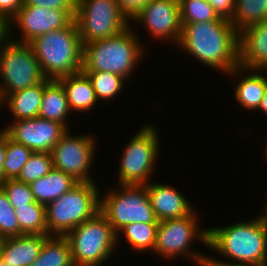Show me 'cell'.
<instances>
[{"label": "cell", "instance_id": "1", "mask_svg": "<svg viewBox=\"0 0 267 266\" xmlns=\"http://www.w3.org/2000/svg\"><path fill=\"white\" fill-rule=\"evenodd\" d=\"M181 24L180 48L225 74L239 66V33L230 20Z\"/></svg>", "mask_w": 267, "mask_h": 266}, {"label": "cell", "instance_id": "2", "mask_svg": "<svg viewBox=\"0 0 267 266\" xmlns=\"http://www.w3.org/2000/svg\"><path fill=\"white\" fill-rule=\"evenodd\" d=\"M208 247L237 263L267 266V223L260 217L208 228Z\"/></svg>", "mask_w": 267, "mask_h": 266}, {"label": "cell", "instance_id": "3", "mask_svg": "<svg viewBox=\"0 0 267 266\" xmlns=\"http://www.w3.org/2000/svg\"><path fill=\"white\" fill-rule=\"evenodd\" d=\"M47 79L82 71L83 45L75 20L68 26L36 37L29 43Z\"/></svg>", "mask_w": 267, "mask_h": 266}, {"label": "cell", "instance_id": "4", "mask_svg": "<svg viewBox=\"0 0 267 266\" xmlns=\"http://www.w3.org/2000/svg\"><path fill=\"white\" fill-rule=\"evenodd\" d=\"M132 27L122 33L83 44L82 71H104L115 73L127 80L134 67L143 59L144 46Z\"/></svg>", "mask_w": 267, "mask_h": 266}, {"label": "cell", "instance_id": "5", "mask_svg": "<svg viewBox=\"0 0 267 266\" xmlns=\"http://www.w3.org/2000/svg\"><path fill=\"white\" fill-rule=\"evenodd\" d=\"M100 193L94 182H78L60 198L48 203V236H66L72 229L100 211Z\"/></svg>", "mask_w": 267, "mask_h": 266}, {"label": "cell", "instance_id": "6", "mask_svg": "<svg viewBox=\"0 0 267 266\" xmlns=\"http://www.w3.org/2000/svg\"><path fill=\"white\" fill-rule=\"evenodd\" d=\"M66 237L74 266H100L117 247V234L101 211L76 226Z\"/></svg>", "mask_w": 267, "mask_h": 266}, {"label": "cell", "instance_id": "7", "mask_svg": "<svg viewBox=\"0 0 267 266\" xmlns=\"http://www.w3.org/2000/svg\"><path fill=\"white\" fill-rule=\"evenodd\" d=\"M0 103L11 93L41 83L45 77L29 43L0 42Z\"/></svg>", "mask_w": 267, "mask_h": 266}, {"label": "cell", "instance_id": "8", "mask_svg": "<svg viewBox=\"0 0 267 266\" xmlns=\"http://www.w3.org/2000/svg\"><path fill=\"white\" fill-rule=\"evenodd\" d=\"M100 198V211L117 234V245L121 240L119 231L129 223L159 224L145 185L121 184ZM118 190V191H117Z\"/></svg>", "mask_w": 267, "mask_h": 266}, {"label": "cell", "instance_id": "9", "mask_svg": "<svg viewBox=\"0 0 267 266\" xmlns=\"http://www.w3.org/2000/svg\"><path fill=\"white\" fill-rule=\"evenodd\" d=\"M194 212L184 217L159 221L153 253L167 259L185 255L197 262L199 266H205L208 255L205 256L193 250L191 252L189 249V245L195 239L201 241L202 245L208 246V228L198 227L197 215Z\"/></svg>", "mask_w": 267, "mask_h": 266}, {"label": "cell", "instance_id": "10", "mask_svg": "<svg viewBox=\"0 0 267 266\" xmlns=\"http://www.w3.org/2000/svg\"><path fill=\"white\" fill-rule=\"evenodd\" d=\"M74 20L81 43L114 37L128 27L116 0H77Z\"/></svg>", "mask_w": 267, "mask_h": 266}, {"label": "cell", "instance_id": "11", "mask_svg": "<svg viewBox=\"0 0 267 266\" xmlns=\"http://www.w3.org/2000/svg\"><path fill=\"white\" fill-rule=\"evenodd\" d=\"M158 132L153 125L143 126L129 141L119 165V185L149 183L158 156ZM151 174V175H150Z\"/></svg>", "mask_w": 267, "mask_h": 266}, {"label": "cell", "instance_id": "12", "mask_svg": "<svg viewBox=\"0 0 267 266\" xmlns=\"http://www.w3.org/2000/svg\"><path fill=\"white\" fill-rule=\"evenodd\" d=\"M95 146L91 134L71 136L68 130L50 152L52 165L78 182H93L89 169L93 163Z\"/></svg>", "mask_w": 267, "mask_h": 266}, {"label": "cell", "instance_id": "13", "mask_svg": "<svg viewBox=\"0 0 267 266\" xmlns=\"http://www.w3.org/2000/svg\"><path fill=\"white\" fill-rule=\"evenodd\" d=\"M75 11L23 5L10 20V28L11 24H17L22 36L15 41L30 43L38 36L68 26L74 20Z\"/></svg>", "mask_w": 267, "mask_h": 266}, {"label": "cell", "instance_id": "14", "mask_svg": "<svg viewBox=\"0 0 267 266\" xmlns=\"http://www.w3.org/2000/svg\"><path fill=\"white\" fill-rule=\"evenodd\" d=\"M63 124L36 117L17 120L3 130L15 142L25 145L33 152H51L55 144L68 131Z\"/></svg>", "mask_w": 267, "mask_h": 266}, {"label": "cell", "instance_id": "15", "mask_svg": "<svg viewBox=\"0 0 267 266\" xmlns=\"http://www.w3.org/2000/svg\"><path fill=\"white\" fill-rule=\"evenodd\" d=\"M133 21L144 23L156 39L179 43L182 34L179 0H151Z\"/></svg>", "mask_w": 267, "mask_h": 266}, {"label": "cell", "instance_id": "16", "mask_svg": "<svg viewBox=\"0 0 267 266\" xmlns=\"http://www.w3.org/2000/svg\"><path fill=\"white\" fill-rule=\"evenodd\" d=\"M239 66L267 71V20L239 32Z\"/></svg>", "mask_w": 267, "mask_h": 266}, {"label": "cell", "instance_id": "17", "mask_svg": "<svg viewBox=\"0 0 267 266\" xmlns=\"http://www.w3.org/2000/svg\"><path fill=\"white\" fill-rule=\"evenodd\" d=\"M144 185L158 221L184 217L193 212L189 201L174 187L163 183H147Z\"/></svg>", "mask_w": 267, "mask_h": 266}, {"label": "cell", "instance_id": "18", "mask_svg": "<svg viewBox=\"0 0 267 266\" xmlns=\"http://www.w3.org/2000/svg\"><path fill=\"white\" fill-rule=\"evenodd\" d=\"M48 235L23 234L1 239L0 258L11 266H30L39 256Z\"/></svg>", "mask_w": 267, "mask_h": 266}, {"label": "cell", "instance_id": "19", "mask_svg": "<svg viewBox=\"0 0 267 266\" xmlns=\"http://www.w3.org/2000/svg\"><path fill=\"white\" fill-rule=\"evenodd\" d=\"M57 80L64 88L70 111H89L97 104L96 92L85 72L80 71Z\"/></svg>", "mask_w": 267, "mask_h": 266}, {"label": "cell", "instance_id": "20", "mask_svg": "<svg viewBox=\"0 0 267 266\" xmlns=\"http://www.w3.org/2000/svg\"><path fill=\"white\" fill-rule=\"evenodd\" d=\"M244 71L250 72V75L245 74V78L241 79L235 86V98L244 108L251 111L257 110L267 89V77L263 75L264 70L262 72V70L246 69L241 66L235 67L227 74L234 76L235 74L245 73Z\"/></svg>", "mask_w": 267, "mask_h": 266}, {"label": "cell", "instance_id": "21", "mask_svg": "<svg viewBox=\"0 0 267 266\" xmlns=\"http://www.w3.org/2000/svg\"><path fill=\"white\" fill-rule=\"evenodd\" d=\"M78 181L63 171L52 168L48 174L30 184L37 203L47 205L73 188Z\"/></svg>", "mask_w": 267, "mask_h": 266}, {"label": "cell", "instance_id": "22", "mask_svg": "<svg viewBox=\"0 0 267 266\" xmlns=\"http://www.w3.org/2000/svg\"><path fill=\"white\" fill-rule=\"evenodd\" d=\"M44 91V80L34 86L9 94L1 103L7 104V109L15 120H28L38 117Z\"/></svg>", "mask_w": 267, "mask_h": 266}, {"label": "cell", "instance_id": "23", "mask_svg": "<svg viewBox=\"0 0 267 266\" xmlns=\"http://www.w3.org/2000/svg\"><path fill=\"white\" fill-rule=\"evenodd\" d=\"M69 106L66 93L62 84L55 79H44V91L41 108L38 117L47 120L57 121L67 129V116H69Z\"/></svg>", "mask_w": 267, "mask_h": 266}, {"label": "cell", "instance_id": "24", "mask_svg": "<svg viewBox=\"0 0 267 266\" xmlns=\"http://www.w3.org/2000/svg\"><path fill=\"white\" fill-rule=\"evenodd\" d=\"M30 266H74L68 238L48 236L43 242L39 256Z\"/></svg>", "mask_w": 267, "mask_h": 266}, {"label": "cell", "instance_id": "25", "mask_svg": "<svg viewBox=\"0 0 267 266\" xmlns=\"http://www.w3.org/2000/svg\"><path fill=\"white\" fill-rule=\"evenodd\" d=\"M265 20H267V0H235V9L230 22L238 33Z\"/></svg>", "mask_w": 267, "mask_h": 266}, {"label": "cell", "instance_id": "26", "mask_svg": "<svg viewBox=\"0 0 267 266\" xmlns=\"http://www.w3.org/2000/svg\"><path fill=\"white\" fill-rule=\"evenodd\" d=\"M15 215L24 234L48 235L45 205L35 201L19 206L15 209Z\"/></svg>", "mask_w": 267, "mask_h": 266}, {"label": "cell", "instance_id": "27", "mask_svg": "<svg viewBox=\"0 0 267 266\" xmlns=\"http://www.w3.org/2000/svg\"><path fill=\"white\" fill-rule=\"evenodd\" d=\"M158 224L129 223L121 229L126 240L135 252L153 251L156 243V231Z\"/></svg>", "mask_w": 267, "mask_h": 266}, {"label": "cell", "instance_id": "28", "mask_svg": "<svg viewBox=\"0 0 267 266\" xmlns=\"http://www.w3.org/2000/svg\"><path fill=\"white\" fill-rule=\"evenodd\" d=\"M33 151L15 142L6 134V158L3 164V179H17L22 167L29 160Z\"/></svg>", "mask_w": 267, "mask_h": 266}, {"label": "cell", "instance_id": "29", "mask_svg": "<svg viewBox=\"0 0 267 266\" xmlns=\"http://www.w3.org/2000/svg\"><path fill=\"white\" fill-rule=\"evenodd\" d=\"M90 78L98 100L113 99L120 90L123 82L126 80L122 76L104 72V71H83Z\"/></svg>", "mask_w": 267, "mask_h": 266}, {"label": "cell", "instance_id": "30", "mask_svg": "<svg viewBox=\"0 0 267 266\" xmlns=\"http://www.w3.org/2000/svg\"><path fill=\"white\" fill-rule=\"evenodd\" d=\"M181 23L218 20L220 17L206 0H179Z\"/></svg>", "mask_w": 267, "mask_h": 266}, {"label": "cell", "instance_id": "31", "mask_svg": "<svg viewBox=\"0 0 267 266\" xmlns=\"http://www.w3.org/2000/svg\"><path fill=\"white\" fill-rule=\"evenodd\" d=\"M53 168L52 157L49 152H33L29 160L22 167L17 180L31 184L45 176Z\"/></svg>", "mask_w": 267, "mask_h": 266}, {"label": "cell", "instance_id": "32", "mask_svg": "<svg viewBox=\"0 0 267 266\" xmlns=\"http://www.w3.org/2000/svg\"><path fill=\"white\" fill-rule=\"evenodd\" d=\"M23 234L15 215V209L9 202L4 190L0 187V238L16 237Z\"/></svg>", "mask_w": 267, "mask_h": 266}, {"label": "cell", "instance_id": "33", "mask_svg": "<svg viewBox=\"0 0 267 266\" xmlns=\"http://www.w3.org/2000/svg\"><path fill=\"white\" fill-rule=\"evenodd\" d=\"M0 187L6 193L8 200L14 209L18 208L19 206L35 202V198L29 184L21 182L17 179H8L4 180L0 184Z\"/></svg>", "mask_w": 267, "mask_h": 266}, {"label": "cell", "instance_id": "34", "mask_svg": "<svg viewBox=\"0 0 267 266\" xmlns=\"http://www.w3.org/2000/svg\"><path fill=\"white\" fill-rule=\"evenodd\" d=\"M77 0H23V5L45 7L48 9L76 10Z\"/></svg>", "mask_w": 267, "mask_h": 266}, {"label": "cell", "instance_id": "35", "mask_svg": "<svg viewBox=\"0 0 267 266\" xmlns=\"http://www.w3.org/2000/svg\"><path fill=\"white\" fill-rule=\"evenodd\" d=\"M150 1L151 0H116L122 14L129 22H133V19L137 17Z\"/></svg>", "mask_w": 267, "mask_h": 266}, {"label": "cell", "instance_id": "36", "mask_svg": "<svg viewBox=\"0 0 267 266\" xmlns=\"http://www.w3.org/2000/svg\"><path fill=\"white\" fill-rule=\"evenodd\" d=\"M219 17L231 20L235 9V0H206Z\"/></svg>", "mask_w": 267, "mask_h": 266}, {"label": "cell", "instance_id": "37", "mask_svg": "<svg viewBox=\"0 0 267 266\" xmlns=\"http://www.w3.org/2000/svg\"><path fill=\"white\" fill-rule=\"evenodd\" d=\"M23 6V0H0V13L9 21Z\"/></svg>", "mask_w": 267, "mask_h": 266}, {"label": "cell", "instance_id": "38", "mask_svg": "<svg viewBox=\"0 0 267 266\" xmlns=\"http://www.w3.org/2000/svg\"><path fill=\"white\" fill-rule=\"evenodd\" d=\"M6 158V133L0 131V184L4 181L3 179V164Z\"/></svg>", "mask_w": 267, "mask_h": 266}, {"label": "cell", "instance_id": "39", "mask_svg": "<svg viewBox=\"0 0 267 266\" xmlns=\"http://www.w3.org/2000/svg\"><path fill=\"white\" fill-rule=\"evenodd\" d=\"M205 266H265V265H255V264H242V263H231L230 261L225 262L221 259L207 258Z\"/></svg>", "mask_w": 267, "mask_h": 266}, {"label": "cell", "instance_id": "40", "mask_svg": "<svg viewBox=\"0 0 267 266\" xmlns=\"http://www.w3.org/2000/svg\"><path fill=\"white\" fill-rule=\"evenodd\" d=\"M10 21L0 13V42L11 37ZM9 34V35H8Z\"/></svg>", "mask_w": 267, "mask_h": 266}, {"label": "cell", "instance_id": "41", "mask_svg": "<svg viewBox=\"0 0 267 266\" xmlns=\"http://www.w3.org/2000/svg\"><path fill=\"white\" fill-rule=\"evenodd\" d=\"M261 112L263 111L265 114H267V89L265 91V94L263 96V99L261 101V104L258 108Z\"/></svg>", "mask_w": 267, "mask_h": 266}, {"label": "cell", "instance_id": "42", "mask_svg": "<svg viewBox=\"0 0 267 266\" xmlns=\"http://www.w3.org/2000/svg\"><path fill=\"white\" fill-rule=\"evenodd\" d=\"M265 212H263V213H261L262 215H259V217L263 220V221H265L266 223H267V203H266V206H265Z\"/></svg>", "mask_w": 267, "mask_h": 266}, {"label": "cell", "instance_id": "43", "mask_svg": "<svg viewBox=\"0 0 267 266\" xmlns=\"http://www.w3.org/2000/svg\"><path fill=\"white\" fill-rule=\"evenodd\" d=\"M0 266H11L10 264L4 262L1 258H0Z\"/></svg>", "mask_w": 267, "mask_h": 266}]
</instances>
